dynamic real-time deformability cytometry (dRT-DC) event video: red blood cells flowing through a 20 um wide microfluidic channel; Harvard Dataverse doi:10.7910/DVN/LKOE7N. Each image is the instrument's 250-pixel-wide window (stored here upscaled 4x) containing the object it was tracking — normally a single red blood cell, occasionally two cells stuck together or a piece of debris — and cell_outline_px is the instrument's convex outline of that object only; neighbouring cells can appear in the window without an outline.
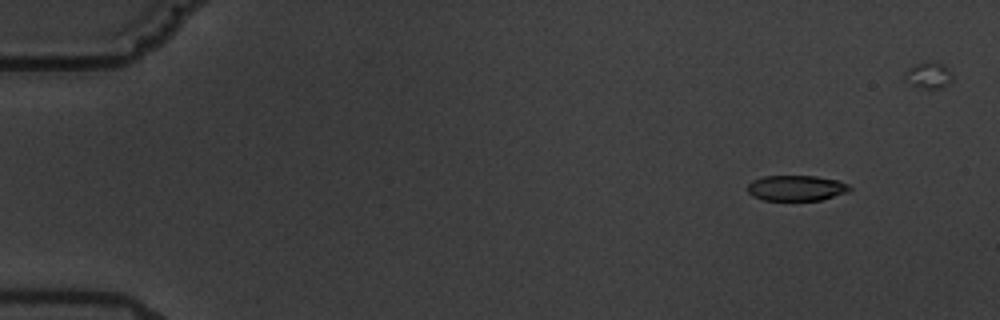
{"species": "common noctule bat (a hibernating species)", "species_latin": "Nyctalus noctula", "temperature_condition": "warm", "stored_images_in_passage": 6, "camera_frame_rate_fps": 3000, "um_per_image_px": 0.085, "animal": {"sex": "male", "body_mass_g": 19.5, "forearm_length_mm": 54.6}, "frame": {"image": 1, "passage_image": 1, "time_ms": 0.0, "image_size_px": [1000, 320], "cell_outline_px": [[852, 188], [848, 192], [820, 200], [764, 200], [752, 196], [748, 192], [748, 184], [752, 180], [764, 176], [816, 176], [840, 180], [848, 184]], "centroid_in_image_um": [67.7, 15.98], "position_along_channel_um": 17.3, "area_um2": 15.26}}
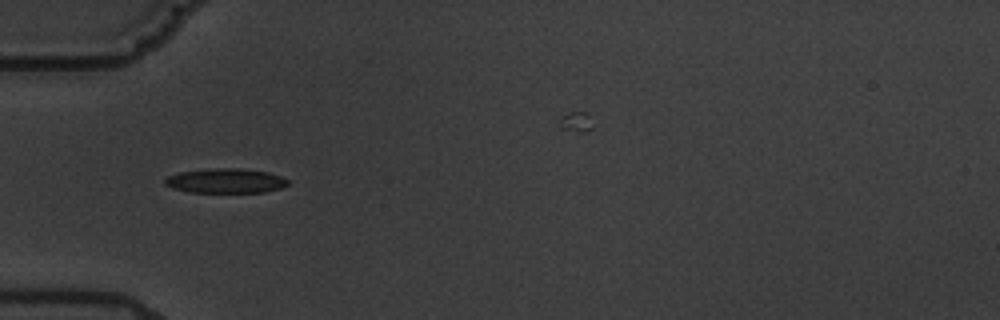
{"frame": {"image": 2, "passage_image": 5, "time_ms": 4.667, "image_size_px": [1000, 320], "cell_outline_px": [[288, 184], [280, 188], [264, 192], [188, 192], [172, 188], [164, 184], [164, 180], [168, 176], [180, 172], [208, 168], [236, 168], [268, 172], [280, 176], [288, 180]], "centroid_in_image_um": [19.14, 15.36], "position_along_channel_um": 65.9, "area_um2": 17.57}}